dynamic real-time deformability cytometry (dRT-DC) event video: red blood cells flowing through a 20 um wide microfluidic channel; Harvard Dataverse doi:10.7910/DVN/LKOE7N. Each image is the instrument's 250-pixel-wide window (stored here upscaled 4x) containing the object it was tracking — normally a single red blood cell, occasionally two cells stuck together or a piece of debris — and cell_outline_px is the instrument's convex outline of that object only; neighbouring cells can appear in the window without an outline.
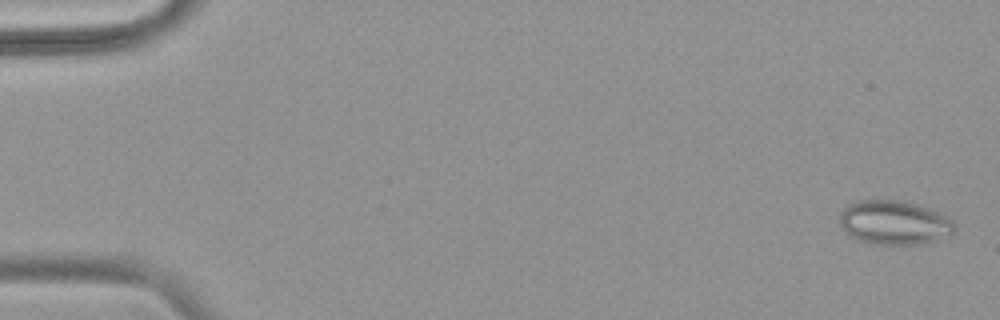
{"species": "common noctule bat (a hibernating species)", "species_latin": "Nyctalus noctula", "temperature_condition": "warm", "stored_images_in_passage": 54, "camera_frame_rate_fps": 3000, "um_per_image_px": 0.085, "animal": {"sex": "female", "body_mass_g": 18.4}, "frame": {"image": 1, "passage_image": 2, "time_ms": 0.333, "image_size_px": [1000, 320], "cell_outline_px": [[956, 232], [952, 236], [940, 240], [920, 244], [868, 244], [844, 232], [840, 224], [840, 212], [848, 204], [860, 200], [896, 200], [916, 204], [940, 212], [948, 216], [952, 220], [956, 228]], "centroid_in_image_um": [76.06, 18.93], "position_along_channel_um": 8.9, "area_um2": 29.94}}
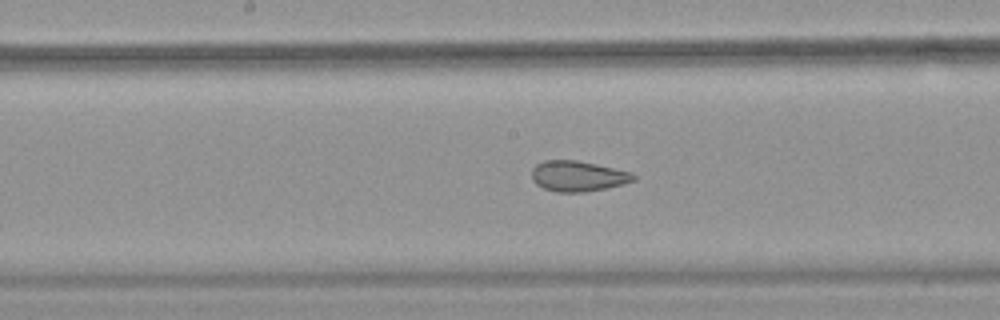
{"frame": {"image": 2, "passage_image": 29, "time_ms": 9.333, "image_size_px": [1000, 320], "cell_outline_px": [[636, 180], [608, 188], [584, 192], [556, 192], [544, 188], [536, 184], [532, 180], [532, 168], [536, 164], [544, 160], [576, 160], [596, 164], [632, 172], [636, 176]], "centroid_in_image_um": [49.12, 14.97], "position_along_channel_um": 199.1, "area_um2": 18.21}}
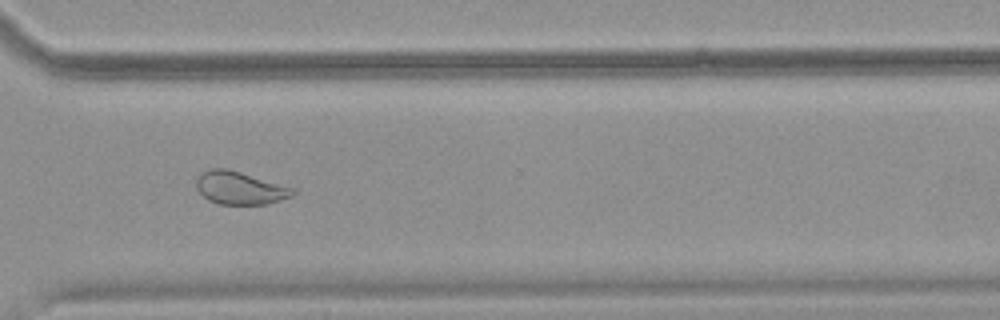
{"frame": {"image": 3, "passage_image": 41, "time_ms": 13.333, "image_size_px": [1000, 320], "cell_outline_px": [[296, 192], [292, 196], [268, 204], [216, 204], [208, 200], [196, 188], [196, 176], [200, 172], [208, 168], [228, 168], [292, 188]], "centroid_in_image_um": [20.32, 15.97], "position_along_channel_um": 350.3, "area_um2": 18.5}, "authors_computed_cell_mechanics": {"area_um2": 23.0911, "velocity_mm_per_s": 3.7816, "shape_relaxation_time_tau1_ms": null, "shape_relaxation_time_tau2_ms": 1.29, "deformation_change_tau1": null, "deformation_change_tau2": 0.0815}}